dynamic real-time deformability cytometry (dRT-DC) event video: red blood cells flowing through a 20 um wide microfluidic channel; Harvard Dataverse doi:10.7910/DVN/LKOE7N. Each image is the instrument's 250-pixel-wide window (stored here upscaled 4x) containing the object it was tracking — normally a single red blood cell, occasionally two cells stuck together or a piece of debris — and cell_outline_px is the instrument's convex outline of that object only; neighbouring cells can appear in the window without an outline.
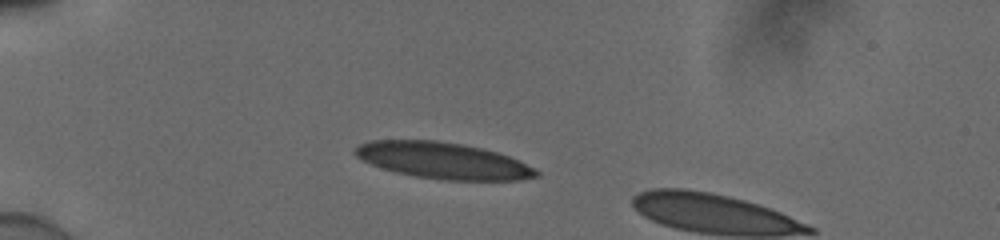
{"species": "human", "species_latin": "Homo sapiens", "temperature_condition": "cold", "stored_images_in_passage": 13, "camera_frame_rate_fps": 3000, "um_per_image_px": 0.085, "donor": {"sex": "male"}, "frame": {"image": 1, "passage_image": 10, "time_ms": 3.0, "image_size_px": [1000, 240], "cell_outline_px": [[540, 176], [520, 180], [440, 180], [416, 176], [396, 172], [380, 168], [356, 156], [352, 152], [352, 148], [368, 140], [436, 140], [460, 144], [480, 148], [496, 152], [508, 156], [540, 172]], "centroid_in_image_um": [37.6, 13.65], "position_along_channel_um": 47.4, "area_um2": 38.21}}